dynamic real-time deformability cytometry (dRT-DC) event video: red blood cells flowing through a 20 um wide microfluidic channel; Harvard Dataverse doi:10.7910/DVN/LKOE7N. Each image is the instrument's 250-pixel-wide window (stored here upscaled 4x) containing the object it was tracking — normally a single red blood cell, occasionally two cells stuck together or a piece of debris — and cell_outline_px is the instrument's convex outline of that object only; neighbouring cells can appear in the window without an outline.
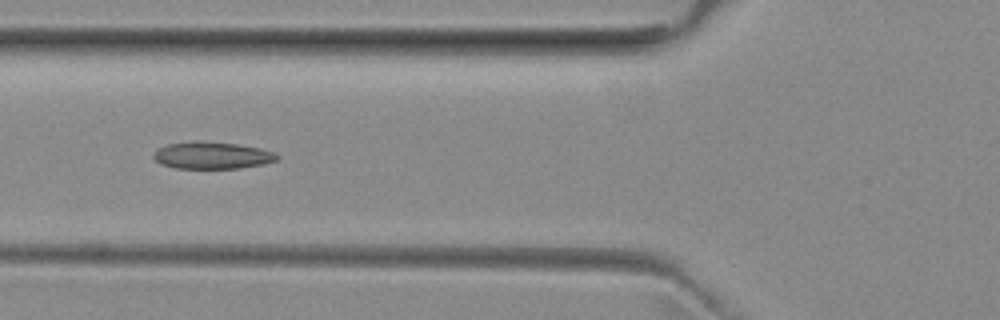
{"species": "common noctule bat (a hibernating species)", "species_latin": "Nyctalus noctula", "temperature_condition": "room temperature", "stored_images_in_passage": 13, "camera_frame_rate_fps": 3000, "um_per_image_px": 0.085, "animal": {"sex": "female", "body_mass_g": 29.2, "forearm_length_mm": 56.3}, "frame": {"image": 1, "passage_image": 8, "time_ms": 2.333, "image_size_px": [1000, 320], "cell_outline_px": [[280, 156], [276, 160], [264, 164], [240, 168], [176, 168], [160, 164], [152, 156], [152, 152], [156, 148], [168, 144], [192, 140], [196, 140], [236, 144], [260, 148], [276, 152]], "centroid_in_image_um": [18.0, 13.2], "position_along_channel_um": 107.8, "area_um2": 19.71}}
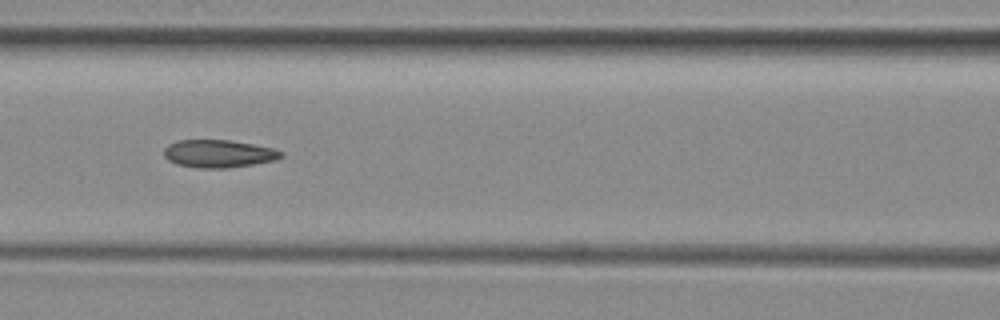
{"frame": {"image": 2, "passage_image": 11, "time_ms": 3.333, "image_size_px": [1000, 320], "cell_outline_px": [[284, 156], [276, 160], [228, 168], [200, 168], [176, 164], [168, 160], [164, 156], [164, 148], [168, 144], [176, 140], [232, 140], [272, 148], [284, 152]], "centroid_in_image_um": [18.57, 13.06], "position_along_channel_um": 148.0, "area_um2": 19.02}}